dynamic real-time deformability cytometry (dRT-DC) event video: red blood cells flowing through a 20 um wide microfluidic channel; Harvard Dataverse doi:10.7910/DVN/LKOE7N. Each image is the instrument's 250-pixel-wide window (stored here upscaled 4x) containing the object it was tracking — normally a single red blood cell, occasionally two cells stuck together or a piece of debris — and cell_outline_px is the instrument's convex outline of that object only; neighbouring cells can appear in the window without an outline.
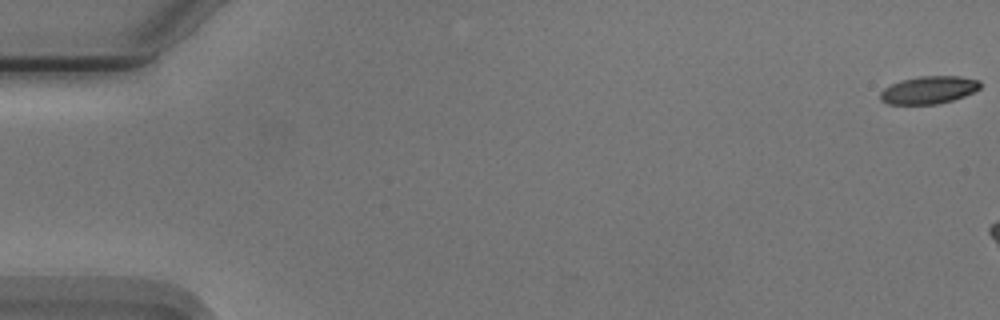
{"species": "Egyptian fruit bat (a non-hibernating species)", "species_latin": "Rousettus aegyptiacus", "temperature_condition": "cold", "stored_images_in_passage": 7, "camera_frame_rate_fps": 3000, "um_per_image_px": 0.085, "animal": {"sex": "male"}, "frame": {"image": 1, "passage_image": 1, "time_ms": 0.0, "image_size_px": [1000, 320], "cell_outline_px": [[980, 88], [964, 96], [952, 100], [936, 104], [888, 104], [880, 100], [880, 92], [884, 88], [900, 80], [920, 76], [960, 76], [980, 80]], "centroid_in_image_um": [78.93, 7.64], "position_along_channel_um": 6.1, "area_um2": 16.07}}